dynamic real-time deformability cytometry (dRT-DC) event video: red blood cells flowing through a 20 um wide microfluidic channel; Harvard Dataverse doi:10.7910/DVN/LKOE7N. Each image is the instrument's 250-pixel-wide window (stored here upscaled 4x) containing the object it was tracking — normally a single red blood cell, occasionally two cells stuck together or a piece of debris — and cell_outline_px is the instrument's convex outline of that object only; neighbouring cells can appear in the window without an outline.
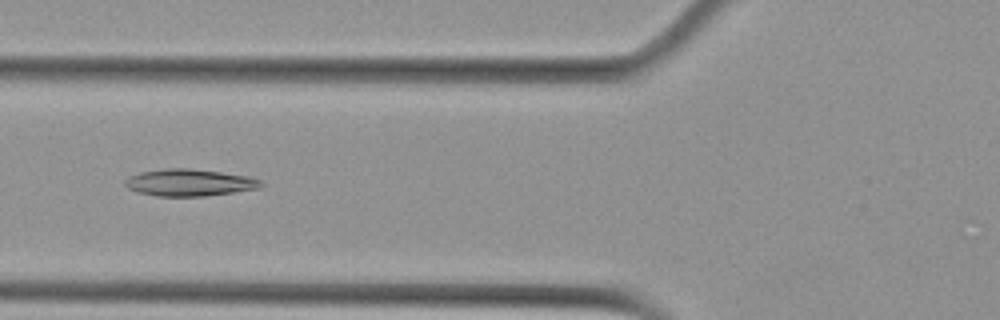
{"species": "Egyptian fruit bat (a non-hibernating species)", "species_latin": "Rousettus aegyptiacus", "temperature_condition": "cold", "stored_images_in_passage": 8, "camera_frame_rate_fps": 3000, "um_per_image_px": 0.085, "animal": {"sex": "female"}, "frame": {"image": 1, "passage_image": 5, "time_ms": 1.333, "image_size_px": [1000, 320], "cell_outline_px": [[264, 184], [260, 188], [204, 196], [156, 196], [136, 192], [128, 188], [124, 184], [124, 180], [140, 172], [168, 168], [188, 168], [220, 172], [248, 176], [260, 180]], "centroid_in_image_um": [16.09, 15.52], "position_along_channel_um": 109.7, "area_um2": 21.21}}
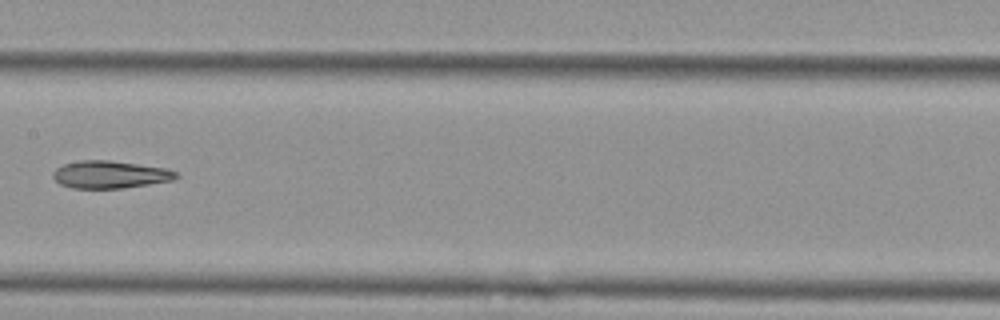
{"frame": {"image": 2, "passage_image": 7, "time_ms": 2.0, "image_size_px": [1000, 320], "cell_outline_px": [[180, 176], [172, 180], [124, 188], [72, 188], [60, 184], [52, 176], [52, 172], [56, 168], [64, 164], [80, 160], [108, 160], [168, 168], [176, 172]], "centroid_in_image_um": [9.35, 14.83], "position_along_channel_um": 198.0, "area_um2": 19.71}}
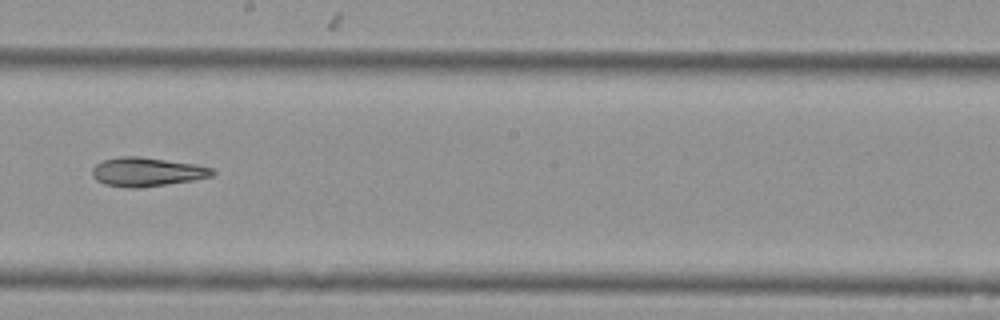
{"frame": {"image": 3, "passage_image": 8, "time_ms": 2.333, "image_size_px": [1000, 320], "cell_outline_px": [[216, 172], [212, 176], [192, 180], [140, 188], [128, 188], [104, 184], [96, 180], [92, 176], [92, 168], [96, 164], [104, 160], [120, 156], [140, 156], [196, 164], [212, 168]], "centroid_in_image_um": [12.47, 14.61], "position_along_channel_um": 235.7, "area_um2": 20.29}}